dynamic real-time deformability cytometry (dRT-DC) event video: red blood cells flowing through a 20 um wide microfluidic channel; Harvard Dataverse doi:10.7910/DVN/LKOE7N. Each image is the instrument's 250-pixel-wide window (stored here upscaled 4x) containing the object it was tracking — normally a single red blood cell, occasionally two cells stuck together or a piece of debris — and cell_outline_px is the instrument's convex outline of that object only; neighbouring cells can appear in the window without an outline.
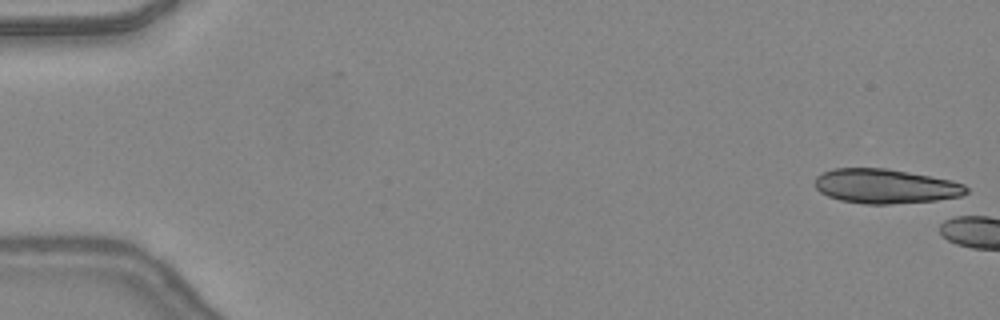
{"species": "common noctule bat (a hibernating species)", "species_latin": "Nyctalus noctula", "temperature_condition": "warm", "stored_images_in_passage": 4, "camera_frame_rate_fps": 3000, "um_per_image_px": 0.085, "animal": {"sex": "female", "body_mass_g": 24.6, "forearm_length_mm": 56.2}, "frame": {"image": 1, "passage_image": 1, "time_ms": 0.0, "image_size_px": [1000, 320], "cell_outline_px": [[968, 192], [960, 196], [936, 200], [888, 204], [864, 204], [840, 200], [828, 196], [820, 192], [816, 188], [816, 176], [832, 168], [888, 168], [952, 180], [964, 184], [968, 188]], "centroid_in_image_um": [75.26, 15.82], "position_along_channel_um": 9.7, "area_um2": 30.4}}